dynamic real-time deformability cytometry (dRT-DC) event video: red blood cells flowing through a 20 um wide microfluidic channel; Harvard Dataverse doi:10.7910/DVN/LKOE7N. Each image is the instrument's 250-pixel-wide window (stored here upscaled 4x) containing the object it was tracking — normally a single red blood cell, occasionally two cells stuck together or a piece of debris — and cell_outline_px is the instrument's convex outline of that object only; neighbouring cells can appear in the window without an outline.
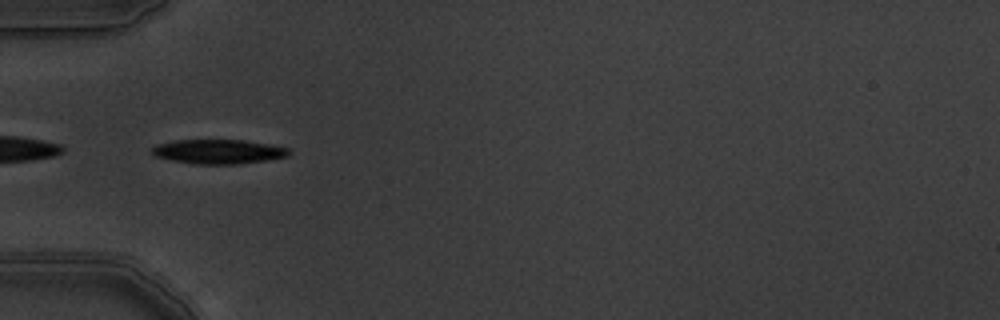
{"species": "common noctule bat (a hibernating species)", "species_latin": "Nyctalus noctula", "temperature_condition": "warm", "stored_images_in_passage": 3, "camera_frame_rate_fps": 3000, "um_per_image_px": 0.085, "animal": {"sex": "male", "body_mass_g": 19.5, "forearm_length_mm": 54.6}, "frame": {"image": 1, "passage_image": 2, "time_ms": 0.333, "image_size_px": [1000, 320], "cell_outline_px": [[292, 152], [288, 156], [268, 160], [240, 164], [196, 164], [172, 160], [156, 156], [152, 152], [152, 148], [156, 144], [172, 140], [244, 140], [268, 144], [288, 148]], "centroid_in_image_um": [18.58, 12.88], "position_along_channel_um": 66.4, "area_um2": 19.48}}